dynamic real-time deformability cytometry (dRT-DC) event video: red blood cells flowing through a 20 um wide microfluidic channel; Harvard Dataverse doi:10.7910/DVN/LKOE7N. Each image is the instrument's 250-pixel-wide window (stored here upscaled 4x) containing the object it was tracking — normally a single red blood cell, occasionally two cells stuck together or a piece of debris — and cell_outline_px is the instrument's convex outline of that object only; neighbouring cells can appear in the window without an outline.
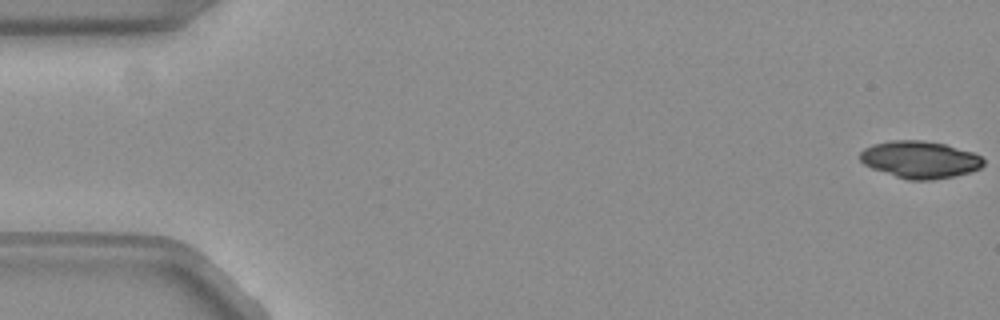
{"species": "common noctule bat (a hibernating species)", "species_latin": "Nyctalus noctula", "temperature_condition": "warm", "stored_images_in_passage": 18, "camera_frame_rate_fps": 3000, "um_per_image_px": 0.085, "animal": {"sex": "female", "body_mass_g": 19.3, "forearm_length_mm": 54.1}, "frame": {"image": 1, "passage_image": 1, "time_ms": 0.0, "image_size_px": [1000, 320], "cell_outline_px": [[984, 164], [980, 168], [968, 172], [952, 176], [932, 180], [908, 180], [872, 168], [864, 164], [860, 160], [860, 152], [864, 148], [876, 144], [892, 140], [920, 140], [944, 144], [972, 152], [980, 156], [984, 160]], "centroid_in_image_um": [78.19, 13.56], "position_along_channel_um": 6.8, "area_um2": 26.36}}
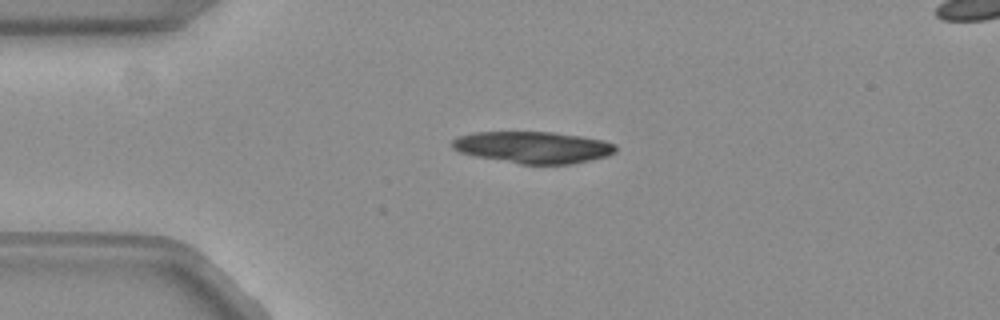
{"frame": {"image": 2, "passage_image": 13, "time_ms": 4.0, "image_size_px": [1000, 320], "cell_outline_px": [[616, 152], [604, 156], [588, 160], [568, 164], [520, 164], [472, 156], [460, 152], [452, 148], [452, 140], [460, 136], [476, 132], [552, 132], [600, 140], [612, 144], [616, 148]], "centroid_in_image_um": [45.22, 12.53], "position_along_channel_um": 39.8, "area_um2": 29.77}}